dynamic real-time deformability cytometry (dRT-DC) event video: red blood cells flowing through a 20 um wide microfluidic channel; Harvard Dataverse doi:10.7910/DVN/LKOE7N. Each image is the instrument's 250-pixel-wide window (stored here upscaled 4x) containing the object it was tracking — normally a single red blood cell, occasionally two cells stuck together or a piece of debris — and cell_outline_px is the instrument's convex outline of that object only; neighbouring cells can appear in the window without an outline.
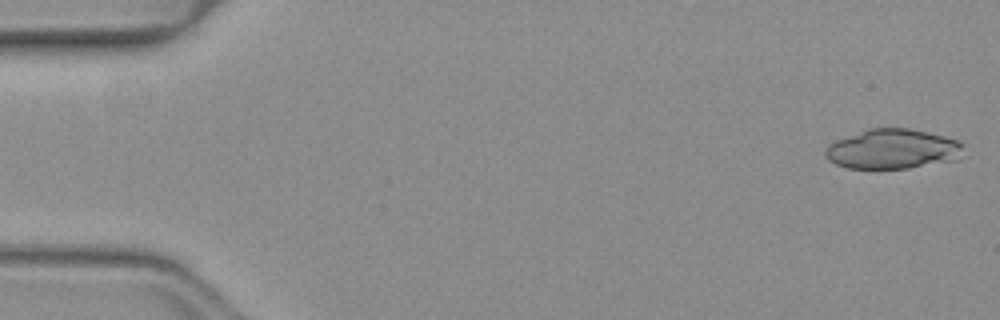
{"species": "common noctule bat (a hibernating species)", "species_latin": "Nyctalus noctula", "temperature_condition": "warm", "stored_images_in_passage": 14, "camera_frame_rate_fps": 3000, "um_per_image_px": 0.085, "animal": {"sex": "female", "body_mass_g": 19.3, "forearm_length_mm": 54.1}, "frame": {"image": 1, "passage_image": 1, "time_ms": 0.0, "image_size_px": [1000, 320], "cell_outline_px": [[964, 144], [956, 160], [908, 168], [848, 168], [836, 164], [828, 160], [824, 152], [828, 144], [836, 140], [868, 128], [912, 128], [944, 136], [956, 140]], "centroid_in_image_um": [75.85, 12.66], "position_along_channel_um": 9.2, "area_um2": 31.91}}